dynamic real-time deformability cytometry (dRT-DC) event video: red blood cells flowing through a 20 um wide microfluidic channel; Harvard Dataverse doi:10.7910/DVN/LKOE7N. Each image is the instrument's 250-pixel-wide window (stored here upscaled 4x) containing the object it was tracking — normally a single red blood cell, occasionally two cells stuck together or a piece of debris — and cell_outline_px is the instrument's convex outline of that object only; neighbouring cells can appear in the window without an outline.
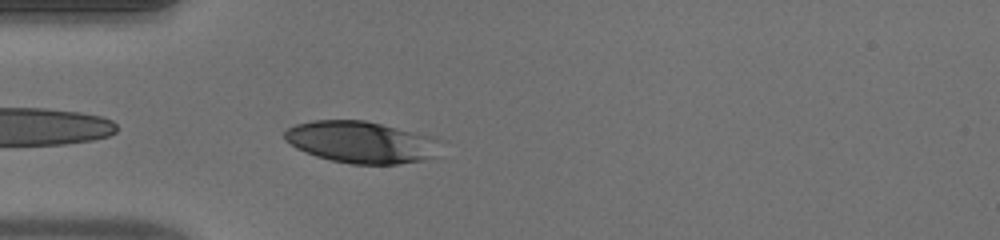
{"species": "human", "species_latin": "Homo sapiens", "temperature_condition": "warm", "stored_images_in_passage": 35, "camera_frame_rate_fps": 3000, "um_per_image_px": 0.085, "donor": {"sex": "male"}, "frame": {"image": 1, "passage_image": 2, "time_ms": 0.333, "image_size_px": [1000, 240], "cell_outline_px": [[444, 140], [440, 156], [424, 160], [400, 164], [352, 164], [332, 160], [316, 156], [296, 148], [284, 140], [284, 132], [288, 128], [296, 124], [312, 120], [364, 120], [436, 136]], "centroid_in_image_um": [30.83, 12.08], "position_along_channel_um": 54.2, "area_um2": 38.84}}
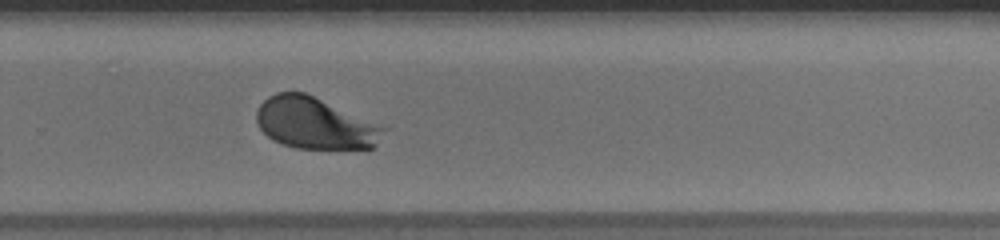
{"frame": {"image": 2, "passage_image": 21, "time_ms": 6.667, "image_size_px": [1000, 240], "cell_outline_px": [[388, 128], [376, 144], [372, 148], [296, 148], [272, 140], [260, 128], [256, 120], [256, 112], [260, 104], [268, 96], [276, 92], [304, 92]], "centroid_in_image_um": [26.75, 10.47], "position_along_channel_um": 303.1, "area_um2": 37.74}}
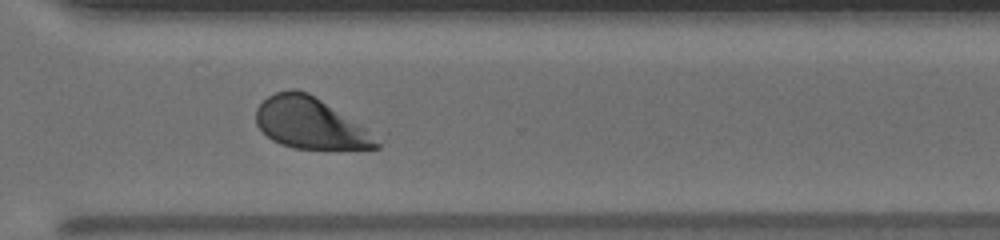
{"frame": {"image": 3, "passage_image": 24, "time_ms": 7.667, "image_size_px": [1000, 240], "cell_outline_px": [[380, 148], [296, 148], [280, 144], [272, 140], [256, 124], [256, 108], [268, 96], [276, 92], [288, 88], [296, 88], [308, 92], [364, 128], [380, 144]], "centroid_in_image_um": [26.27, 10.44], "position_along_channel_um": 344.3, "area_um2": 34.97}, "authors_computed_cell_mechanics": {"area_um2": 37.3966, "velocity_mm_per_s": 4.0639, "shape_relaxation_time_tau1_ms": 2.0628, "shape_relaxation_time_tau2_ms": null, "deformation_change_tau1": 0.15, "deformation_change_tau2": null}}